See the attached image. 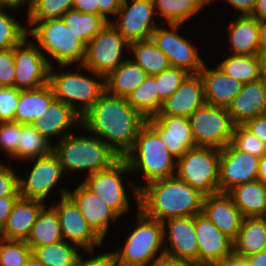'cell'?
I'll return each instance as SVG.
<instances>
[{
  "label": "cell",
  "mask_w": 266,
  "mask_h": 266,
  "mask_svg": "<svg viewBox=\"0 0 266 266\" xmlns=\"http://www.w3.org/2000/svg\"><path fill=\"white\" fill-rule=\"evenodd\" d=\"M81 126L123 158L132 149L147 119L125 97L105 93L82 117Z\"/></svg>",
  "instance_id": "6da1fadb"
},
{
  "label": "cell",
  "mask_w": 266,
  "mask_h": 266,
  "mask_svg": "<svg viewBox=\"0 0 266 266\" xmlns=\"http://www.w3.org/2000/svg\"><path fill=\"white\" fill-rule=\"evenodd\" d=\"M138 208L164 225L165 219L190 217L202 213L204 195L176 175L142 186L133 184Z\"/></svg>",
  "instance_id": "7a4b0ae2"
},
{
  "label": "cell",
  "mask_w": 266,
  "mask_h": 266,
  "mask_svg": "<svg viewBox=\"0 0 266 266\" xmlns=\"http://www.w3.org/2000/svg\"><path fill=\"white\" fill-rule=\"evenodd\" d=\"M63 171L89 170V174L111 167L121 157L99 137L67 135L53 145Z\"/></svg>",
  "instance_id": "3957f363"
},
{
  "label": "cell",
  "mask_w": 266,
  "mask_h": 266,
  "mask_svg": "<svg viewBox=\"0 0 266 266\" xmlns=\"http://www.w3.org/2000/svg\"><path fill=\"white\" fill-rule=\"evenodd\" d=\"M123 158L130 171L142 170L147 184L176 175L175 158L148 123L142 127L132 149Z\"/></svg>",
  "instance_id": "277c9868"
},
{
  "label": "cell",
  "mask_w": 266,
  "mask_h": 266,
  "mask_svg": "<svg viewBox=\"0 0 266 266\" xmlns=\"http://www.w3.org/2000/svg\"><path fill=\"white\" fill-rule=\"evenodd\" d=\"M137 227L129 235L124 248L113 253L115 266H147L164 244V225L138 208Z\"/></svg>",
  "instance_id": "5b68a950"
},
{
  "label": "cell",
  "mask_w": 266,
  "mask_h": 266,
  "mask_svg": "<svg viewBox=\"0 0 266 266\" xmlns=\"http://www.w3.org/2000/svg\"><path fill=\"white\" fill-rule=\"evenodd\" d=\"M29 25H33V28L28 29V34L36 38L38 44L60 64V67L70 66L75 62L82 64L86 45L61 18L29 21Z\"/></svg>",
  "instance_id": "8992f818"
},
{
  "label": "cell",
  "mask_w": 266,
  "mask_h": 266,
  "mask_svg": "<svg viewBox=\"0 0 266 266\" xmlns=\"http://www.w3.org/2000/svg\"><path fill=\"white\" fill-rule=\"evenodd\" d=\"M176 161L179 179L204 196L219 192L220 149L197 146Z\"/></svg>",
  "instance_id": "52a82bcc"
},
{
  "label": "cell",
  "mask_w": 266,
  "mask_h": 266,
  "mask_svg": "<svg viewBox=\"0 0 266 266\" xmlns=\"http://www.w3.org/2000/svg\"><path fill=\"white\" fill-rule=\"evenodd\" d=\"M49 70V84L51 85L56 99L69 105L81 117L86 114L105 93V80L99 82L81 73H55ZM80 102L79 107L75 105Z\"/></svg>",
  "instance_id": "ba28073f"
},
{
  "label": "cell",
  "mask_w": 266,
  "mask_h": 266,
  "mask_svg": "<svg viewBox=\"0 0 266 266\" xmlns=\"http://www.w3.org/2000/svg\"><path fill=\"white\" fill-rule=\"evenodd\" d=\"M129 48L120 32L109 22L85 46V57L80 67L105 80L124 60L123 50Z\"/></svg>",
  "instance_id": "9c48e42d"
},
{
  "label": "cell",
  "mask_w": 266,
  "mask_h": 266,
  "mask_svg": "<svg viewBox=\"0 0 266 266\" xmlns=\"http://www.w3.org/2000/svg\"><path fill=\"white\" fill-rule=\"evenodd\" d=\"M189 120L196 146L221 150L231 143L235 125L226 108L205 103Z\"/></svg>",
  "instance_id": "30bf717a"
},
{
  "label": "cell",
  "mask_w": 266,
  "mask_h": 266,
  "mask_svg": "<svg viewBox=\"0 0 266 266\" xmlns=\"http://www.w3.org/2000/svg\"><path fill=\"white\" fill-rule=\"evenodd\" d=\"M27 38L14 47L15 88L20 91L48 84L52 65L39 47L33 42L27 43Z\"/></svg>",
  "instance_id": "8fae6325"
},
{
  "label": "cell",
  "mask_w": 266,
  "mask_h": 266,
  "mask_svg": "<svg viewBox=\"0 0 266 266\" xmlns=\"http://www.w3.org/2000/svg\"><path fill=\"white\" fill-rule=\"evenodd\" d=\"M60 191L61 201L52 208L57 213L63 240H70L75 246L90 252H93L94 246L101 247L103 240L92 230L75 202L67 195L69 190Z\"/></svg>",
  "instance_id": "7c38bea8"
},
{
  "label": "cell",
  "mask_w": 266,
  "mask_h": 266,
  "mask_svg": "<svg viewBox=\"0 0 266 266\" xmlns=\"http://www.w3.org/2000/svg\"><path fill=\"white\" fill-rule=\"evenodd\" d=\"M129 171L126 160L120 158L108 169L88 175L82 184L119 215H123L129 209V201L126 197L121 175Z\"/></svg>",
  "instance_id": "4fadbf2b"
},
{
  "label": "cell",
  "mask_w": 266,
  "mask_h": 266,
  "mask_svg": "<svg viewBox=\"0 0 266 266\" xmlns=\"http://www.w3.org/2000/svg\"><path fill=\"white\" fill-rule=\"evenodd\" d=\"M128 3L127 0L123 1L117 12L119 19L112 25L130 46L138 41L151 39L158 26L151 20L155 14L153 0H132L131 5Z\"/></svg>",
  "instance_id": "5bb4252c"
},
{
  "label": "cell",
  "mask_w": 266,
  "mask_h": 266,
  "mask_svg": "<svg viewBox=\"0 0 266 266\" xmlns=\"http://www.w3.org/2000/svg\"><path fill=\"white\" fill-rule=\"evenodd\" d=\"M259 157L238 150L232 143L220 150L219 192L258 180Z\"/></svg>",
  "instance_id": "9a60e30c"
},
{
  "label": "cell",
  "mask_w": 266,
  "mask_h": 266,
  "mask_svg": "<svg viewBox=\"0 0 266 266\" xmlns=\"http://www.w3.org/2000/svg\"><path fill=\"white\" fill-rule=\"evenodd\" d=\"M169 30L157 27L151 39L156 46L167 55L171 66L185 69L190 74H198L204 61L200 58L194 46L180 36L177 29L181 24L169 23Z\"/></svg>",
  "instance_id": "2e32d148"
},
{
  "label": "cell",
  "mask_w": 266,
  "mask_h": 266,
  "mask_svg": "<svg viewBox=\"0 0 266 266\" xmlns=\"http://www.w3.org/2000/svg\"><path fill=\"white\" fill-rule=\"evenodd\" d=\"M198 266H214L233 255V241L203 213L195 215Z\"/></svg>",
  "instance_id": "e0dca14e"
},
{
  "label": "cell",
  "mask_w": 266,
  "mask_h": 266,
  "mask_svg": "<svg viewBox=\"0 0 266 266\" xmlns=\"http://www.w3.org/2000/svg\"><path fill=\"white\" fill-rule=\"evenodd\" d=\"M35 164L25 180L19 178V194L24 199L43 201L58 183L64 172L59 158L52 152L44 157L35 158Z\"/></svg>",
  "instance_id": "ac0fdd59"
},
{
  "label": "cell",
  "mask_w": 266,
  "mask_h": 266,
  "mask_svg": "<svg viewBox=\"0 0 266 266\" xmlns=\"http://www.w3.org/2000/svg\"><path fill=\"white\" fill-rule=\"evenodd\" d=\"M147 123L158 133L175 159H180L187 150L197 147L187 117L156 115Z\"/></svg>",
  "instance_id": "d6986e66"
},
{
  "label": "cell",
  "mask_w": 266,
  "mask_h": 266,
  "mask_svg": "<svg viewBox=\"0 0 266 266\" xmlns=\"http://www.w3.org/2000/svg\"><path fill=\"white\" fill-rule=\"evenodd\" d=\"M169 234V248L165 255L184 260L198 266V243L195 230V216L165 220Z\"/></svg>",
  "instance_id": "ffe728a7"
},
{
  "label": "cell",
  "mask_w": 266,
  "mask_h": 266,
  "mask_svg": "<svg viewBox=\"0 0 266 266\" xmlns=\"http://www.w3.org/2000/svg\"><path fill=\"white\" fill-rule=\"evenodd\" d=\"M233 124L243 125L246 121L266 114V82L263 78L243 84L239 94L227 106Z\"/></svg>",
  "instance_id": "44dd1931"
},
{
  "label": "cell",
  "mask_w": 266,
  "mask_h": 266,
  "mask_svg": "<svg viewBox=\"0 0 266 266\" xmlns=\"http://www.w3.org/2000/svg\"><path fill=\"white\" fill-rule=\"evenodd\" d=\"M67 195L75 202L92 230L104 240L109 220L115 221L120 215L82 183Z\"/></svg>",
  "instance_id": "7402d4cb"
},
{
  "label": "cell",
  "mask_w": 266,
  "mask_h": 266,
  "mask_svg": "<svg viewBox=\"0 0 266 266\" xmlns=\"http://www.w3.org/2000/svg\"><path fill=\"white\" fill-rule=\"evenodd\" d=\"M202 213L232 241L237 238L244 217L227 193L204 196Z\"/></svg>",
  "instance_id": "603a6c76"
},
{
  "label": "cell",
  "mask_w": 266,
  "mask_h": 266,
  "mask_svg": "<svg viewBox=\"0 0 266 266\" xmlns=\"http://www.w3.org/2000/svg\"><path fill=\"white\" fill-rule=\"evenodd\" d=\"M205 104L203 82L199 74H189L180 87L163 103L157 115H171L189 118Z\"/></svg>",
  "instance_id": "cb8c5ba5"
},
{
  "label": "cell",
  "mask_w": 266,
  "mask_h": 266,
  "mask_svg": "<svg viewBox=\"0 0 266 266\" xmlns=\"http://www.w3.org/2000/svg\"><path fill=\"white\" fill-rule=\"evenodd\" d=\"M203 82L205 103L227 108L239 94L243 84L225 74L218 66L208 70L205 62L198 72Z\"/></svg>",
  "instance_id": "d4e9b609"
},
{
  "label": "cell",
  "mask_w": 266,
  "mask_h": 266,
  "mask_svg": "<svg viewBox=\"0 0 266 266\" xmlns=\"http://www.w3.org/2000/svg\"><path fill=\"white\" fill-rule=\"evenodd\" d=\"M76 122L81 124V116L69 105L55 98L43 117L34 120L32 126L50 142L52 136L59 134L60 140H62L72 134L67 129L69 130Z\"/></svg>",
  "instance_id": "484cf974"
},
{
  "label": "cell",
  "mask_w": 266,
  "mask_h": 266,
  "mask_svg": "<svg viewBox=\"0 0 266 266\" xmlns=\"http://www.w3.org/2000/svg\"><path fill=\"white\" fill-rule=\"evenodd\" d=\"M44 207L45 205L41 200L19 197L12 207L0 237L9 240L26 241L33 224Z\"/></svg>",
  "instance_id": "4316f807"
},
{
  "label": "cell",
  "mask_w": 266,
  "mask_h": 266,
  "mask_svg": "<svg viewBox=\"0 0 266 266\" xmlns=\"http://www.w3.org/2000/svg\"><path fill=\"white\" fill-rule=\"evenodd\" d=\"M55 98L49 83L35 89L21 90L14 113V122L22 125L32 124L34 120L43 117L46 109Z\"/></svg>",
  "instance_id": "83f0119b"
},
{
  "label": "cell",
  "mask_w": 266,
  "mask_h": 266,
  "mask_svg": "<svg viewBox=\"0 0 266 266\" xmlns=\"http://www.w3.org/2000/svg\"><path fill=\"white\" fill-rule=\"evenodd\" d=\"M234 55H260L259 20L250 15H240L228 30Z\"/></svg>",
  "instance_id": "f1b7e54d"
},
{
  "label": "cell",
  "mask_w": 266,
  "mask_h": 266,
  "mask_svg": "<svg viewBox=\"0 0 266 266\" xmlns=\"http://www.w3.org/2000/svg\"><path fill=\"white\" fill-rule=\"evenodd\" d=\"M263 250H266V217L244 218L233 241V255L245 258Z\"/></svg>",
  "instance_id": "f546056e"
},
{
  "label": "cell",
  "mask_w": 266,
  "mask_h": 266,
  "mask_svg": "<svg viewBox=\"0 0 266 266\" xmlns=\"http://www.w3.org/2000/svg\"><path fill=\"white\" fill-rule=\"evenodd\" d=\"M227 194L246 217H266V186L258 180L235 186Z\"/></svg>",
  "instance_id": "4dcf8cb0"
},
{
  "label": "cell",
  "mask_w": 266,
  "mask_h": 266,
  "mask_svg": "<svg viewBox=\"0 0 266 266\" xmlns=\"http://www.w3.org/2000/svg\"><path fill=\"white\" fill-rule=\"evenodd\" d=\"M148 74L132 59L122 62L114 71L105 77L106 92L115 97H125L142 84Z\"/></svg>",
  "instance_id": "1f68e13d"
},
{
  "label": "cell",
  "mask_w": 266,
  "mask_h": 266,
  "mask_svg": "<svg viewBox=\"0 0 266 266\" xmlns=\"http://www.w3.org/2000/svg\"><path fill=\"white\" fill-rule=\"evenodd\" d=\"M62 240L61 227L56 211L52 207L49 209L44 207L25 242L32 250L34 247L56 244Z\"/></svg>",
  "instance_id": "d6a6232c"
},
{
  "label": "cell",
  "mask_w": 266,
  "mask_h": 266,
  "mask_svg": "<svg viewBox=\"0 0 266 266\" xmlns=\"http://www.w3.org/2000/svg\"><path fill=\"white\" fill-rule=\"evenodd\" d=\"M157 90L156 75H148L126 99L136 111L149 119L160 113L164 103Z\"/></svg>",
  "instance_id": "836d02e7"
},
{
  "label": "cell",
  "mask_w": 266,
  "mask_h": 266,
  "mask_svg": "<svg viewBox=\"0 0 266 266\" xmlns=\"http://www.w3.org/2000/svg\"><path fill=\"white\" fill-rule=\"evenodd\" d=\"M134 58L132 60L140 65L148 75H156L171 67L170 61L153 42L152 39L141 40L131 44Z\"/></svg>",
  "instance_id": "e575fe53"
},
{
  "label": "cell",
  "mask_w": 266,
  "mask_h": 266,
  "mask_svg": "<svg viewBox=\"0 0 266 266\" xmlns=\"http://www.w3.org/2000/svg\"><path fill=\"white\" fill-rule=\"evenodd\" d=\"M53 152V146L32 124L19 123V142L17 152L12 156L19 160H34ZM27 159V160H26Z\"/></svg>",
  "instance_id": "d590c367"
},
{
  "label": "cell",
  "mask_w": 266,
  "mask_h": 266,
  "mask_svg": "<svg viewBox=\"0 0 266 266\" xmlns=\"http://www.w3.org/2000/svg\"><path fill=\"white\" fill-rule=\"evenodd\" d=\"M225 74L246 84L262 78L260 55H234L217 65Z\"/></svg>",
  "instance_id": "8d00e7d4"
},
{
  "label": "cell",
  "mask_w": 266,
  "mask_h": 266,
  "mask_svg": "<svg viewBox=\"0 0 266 266\" xmlns=\"http://www.w3.org/2000/svg\"><path fill=\"white\" fill-rule=\"evenodd\" d=\"M61 19L85 45L110 22L102 15L82 13L74 9L68 10Z\"/></svg>",
  "instance_id": "74e56055"
},
{
  "label": "cell",
  "mask_w": 266,
  "mask_h": 266,
  "mask_svg": "<svg viewBox=\"0 0 266 266\" xmlns=\"http://www.w3.org/2000/svg\"><path fill=\"white\" fill-rule=\"evenodd\" d=\"M153 3L155 13L168 24H181L198 13L209 0H153Z\"/></svg>",
  "instance_id": "f35d334b"
},
{
  "label": "cell",
  "mask_w": 266,
  "mask_h": 266,
  "mask_svg": "<svg viewBox=\"0 0 266 266\" xmlns=\"http://www.w3.org/2000/svg\"><path fill=\"white\" fill-rule=\"evenodd\" d=\"M75 247L62 240L56 244L34 247L31 254L44 266H74L79 255Z\"/></svg>",
  "instance_id": "ab89813d"
},
{
  "label": "cell",
  "mask_w": 266,
  "mask_h": 266,
  "mask_svg": "<svg viewBox=\"0 0 266 266\" xmlns=\"http://www.w3.org/2000/svg\"><path fill=\"white\" fill-rule=\"evenodd\" d=\"M73 0H31L28 10V21H45L60 19L72 9Z\"/></svg>",
  "instance_id": "60d3db41"
},
{
  "label": "cell",
  "mask_w": 266,
  "mask_h": 266,
  "mask_svg": "<svg viewBox=\"0 0 266 266\" xmlns=\"http://www.w3.org/2000/svg\"><path fill=\"white\" fill-rule=\"evenodd\" d=\"M0 7V50L12 49L28 36V29Z\"/></svg>",
  "instance_id": "b9f144b4"
},
{
  "label": "cell",
  "mask_w": 266,
  "mask_h": 266,
  "mask_svg": "<svg viewBox=\"0 0 266 266\" xmlns=\"http://www.w3.org/2000/svg\"><path fill=\"white\" fill-rule=\"evenodd\" d=\"M31 255V248L21 240L0 237V266H23Z\"/></svg>",
  "instance_id": "7bdbcfd3"
},
{
  "label": "cell",
  "mask_w": 266,
  "mask_h": 266,
  "mask_svg": "<svg viewBox=\"0 0 266 266\" xmlns=\"http://www.w3.org/2000/svg\"><path fill=\"white\" fill-rule=\"evenodd\" d=\"M231 143L238 150L259 158L266 155V143L253 135L243 125L234 126Z\"/></svg>",
  "instance_id": "ee69618b"
},
{
  "label": "cell",
  "mask_w": 266,
  "mask_h": 266,
  "mask_svg": "<svg viewBox=\"0 0 266 266\" xmlns=\"http://www.w3.org/2000/svg\"><path fill=\"white\" fill-rule=\"evenodd\" d=\"M185 69L173 67L156 74L158 93L160 98L165 101L180 87L184 79L189 75Z\"/></svg>",
  "instance_id": "f6af8a7d"
},
{
  "label": "cell",
  "mask_w": 266,
  "mask_h": 266,
  "mask_svg": "<svg viewBox=\"0 0 266 266\" xmlns=\"http://www.w3.org/2000/svg\"><path fill=\"white\" fill-rule=\"evenodd\" d=\"M19 92L15 87H0V122L14 121Z\"/></svg>",
  "instance_id": "bcb514c9"
},
{
  "label": "cell",
  "mask_w": 266,
  "mask_h": 266,
  "mask_svg": "<svg viewBox=\"0 0 266 266\" xmlns=\"http://www.w3.org/2000/svg\"><path fill=\"white\" fill-rule=\"evenodd\" d=\"M19 123L14 121L0 122V147L9 157L18 149Z\"/></svg>",
  "instance_id": "7dc6e473"
},
{
  "label": "cell",
  "mask_w": 266,
  "mask_h": 266,
  "mask_svg": "<svg viewBox=\"0 0 266 266\" xmlns=\"http://www.w3.org/2000/svg\"><path fill=\"white\" fill-rule=\"evenodd\" d=\"M14 48L0 50V87H15Z\"/></svg>",
  "instance_id": "c3c4849f"
},
{
  "label": "cell",
  "mask_w": 266,
  "mask_h": 266,
  "mask_svg": "<svg viewBox=\"0 0 266 266\" xmlns=\"http://www.w3.org/2000/svg\"><path fill=\"white\" fill-rule=\"evenodd\" d=\"M19 177L7 166L0 164V197L20 196Z\"/></svg>",
  "instance_id": "681fc988"
},
{
  "label": "cell",
  "mask_w": 266,
  "mask_h": 266,
  "mask_svg": "<svg viewBox=\"0 0 266 266\" xmlns=\"http://www.w3.org/2000/svg\"><path fill=\"white\" fill-rule=\"evenodd\" d=\"M74 266H115L114 256L113 253L110 252L84 260L78 255Z\"/></svg>",
  "instance_id": "f907efd6"
},
{
  "label": "cell",
  "mask_w": 266,
  "mask_h": 266,
  "mask_svg": "<svg viewBox=\"0 0 266 266\" xmlns=\"http://www.w3.org/2000/svg\"><path fill=\"white\" fill-rule=\"evenodd\" d=\"M243 126L266 143V114L246 121Z\"/></svg>",
  "instance_id": "816d5d0a"
},
{
  "label": "cell",
  "mask_w": 266,
  "mask_h": 266,
  "mask_svg": "<svg viewBox=\"0 0 266 266\" xmlns=\"http://www.w3.org/2000/svg\"><path fill=\"white\" fill-rule=\"evenodd\" d=\"M20 196H2L0 197V233L3 231L12 207Z\"/></svg>",
  "instance_id": "f5cc1de1"
},
{
  "label": "cell",
  "mask_w": 266,
  "mask_h": 266,
  "mask_svg": "<svg viewBox=\"0 0 266 266\" xmlns=\"http://www.w3.org/2000/svg\"><path fill=\"white\" fill-rule=\"evenodd\" d=\"M164 249L159 256L149 263L147 266H195L190 262L179 260L164 254Z\"/></svg>",
  "instance_id": "db71d44e"
},
{
  "label": "cell",
  "mask_w": 266,
  "mask_h": 266,
  "mask_svg": "<svg viewBox=\"0 0 266 266\" xmlns=\"http://www.w3.org/2000/svg\"><path fill=\"white\" fill-rule=\"evenodd\" d=\"M124 0H97L99 6V15H102L106 20H108L107 15H116L119 11Z\"/></svg>",
  "instance_id": "11a10c76"
},
{
  "label": "cell",
  "mask_w": 266,
  "mask_h": 266,
  "mask_svg": "<svg viewBox=\"0 0 266 266\" xmlns=\"http://www.w3.org/2000/svg\"><path fill=\"white\" fill-rule=\"evenodd\" d=\"M72 9L82 13L99 15L97 0H73Z\"/></svg>",
  "instance_id": "9f6ffc18"
},
{
  "label": "cell",
  "mask_w": 266,
  "mask_h": 266,
  "mask_svg": "<svg viewBox=\"0 0 266 266\" xmlns=\"http://www.w3.org/2000/svg\"><path fill=\"white\" fill-rule=\"evenodd\" d=\"M213 0H209L211 2ZM234 8L241 11V15H251L257 0H226Z\"/></svg>",
  "instance_id": "6f0895ef"
},
{
  "label": "cell",
  "mask_w": 266,
  "mask_h": 266,
  "mask_svg": "<svg viewBox=\"0 0 266 266\" xmlns=\"http://www.w3.org/2000/svg\"><path fill=\"white\" fill-rule=\"evenodd\" d=\"M248 266H266V250L249 255L244 258Z\"/></svg>",
  "instance_id": "680465c9"
},
{
  "label": "cell",
  "mask_w": 266,
  "mask_h": 266,
  "mask_svg": "<svg viewBox=\"0 0 266 266\" xmlns=\"http://www.w3.org/2000/svg\"><path fill=\"white\" fill-rule=\"evenodd\" d=\"M250 16L257 20L266 19V0H257Z\"/></svg>",
  "instance_id": "91938a15"
},
{
  "label": "cell",
  "mask_w": 266,
  "mask_h": 266,
  "mask_svg": "<svg viewBox=\"0 0 266 266\" xmlns=\"http://www.w3.org/2000/svg\"><path fill=\"white\" fill-rule=\"evenodd\" d=\"M214 266H248V263L244 258H239L232 255L231 257Z\"/></svg>",
  "instance_id": "94428289"
},
{
  "label": "cell",
  "mask_w": 266,
  "mask_h": 266,
  "mask_svg": "<svg viewBox=\"0 0 266 266\" xmlns=\"http://www.w3.org/2000/svg\"><path fill=\"white\" fill-rule=\"evenodd\" d=\"M24 3H29V9L31 0H0V7H5L6 9L9 8L10 10H14L15 8H18V6L23 5Z\"/></svg>",
  "instance_id": "6125c7cd"
},
{
  "label": "cell",
  "mask_w": 266,
  "mask_h": 266,
  "mask_svg": "<svg viewBox=\"0 0 266 266\" xmlns=\"http://www.w3.org/2000/svg\"><path fill=\"white\" fill-rule=\"evenodd\" d=\"M258 181L266 186V155L259 159Z\"/></svg>",
  "instance_id": "be15d7a7"
},
{
  "label": "cell",
  "mask_w": 266,
  "mask_h": 266,
  "mask_svg": "<svg viewBox=\"0 0 266 266\" xmlns=\"http://www.w3.org/2000/svg\"><path fill=\"white\" fill-rule=\"evenodd\" d=\"M261 52L266 51V19L259 20Z\"/></svg>",
  "instance_id": "e7e4bbea"
},
{
  "label": "cell",
  "mask_w": 266,
  "mask_h": 266,
  "mask_svg": "<svg viewBox=\"0 0 266 266\" xmlns=\"http://www.w3.org/2000/svg\"><path fill=\"white\" fill-rule=\"evenodd\" d=\"M260 60H261V74H262V78L266 82V51L260 52Z\"/></svg>",
  "instance_id": "03108f58"
},
{
  "label": "cell",
  "mask_w": 266,
  "mask_h": 266,
  "mask_svg": "<svg viewBox=\"0 0 266 266\" xmlns=\"http://www.w3.org/2000/svg\"><path fill=\"white\" fill-rule=\"evenodd\" d=\"M23 266H44L34 255H30Z\"/></svg>",
  "instance_id": "003e7915"
}]
</instances>
